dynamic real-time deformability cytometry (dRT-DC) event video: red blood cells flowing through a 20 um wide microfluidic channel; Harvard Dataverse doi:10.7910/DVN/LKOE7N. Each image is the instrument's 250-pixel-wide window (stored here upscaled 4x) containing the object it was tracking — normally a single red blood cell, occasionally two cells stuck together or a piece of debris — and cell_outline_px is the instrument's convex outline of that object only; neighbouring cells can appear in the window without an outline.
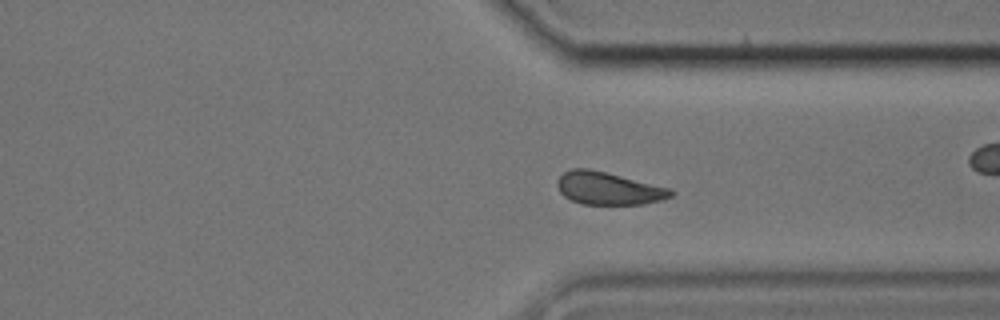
{"species": "common noctule bat (a hibernating species)", "species_latin": "Nyctalus noctula", "temperature_condition": "cold", "stored_images_in_passage": 49, "camera_frame_rate_fps": 3000, "um_per_image_px": 0.085, "animal": {"sex": "male", "body_mass_g": 17.9, "forearm_length_mm": 54.2}, "frame": {"image": 1, "passage_image": 35, "time_ms": 11.333, "image_size_px": [1000, 320], "cell_outline_px": [[676, 192], [672, 196], [660, 200], [644, 204], [584, 204], [572, 200], [564, 196], [560, 192], [556, 184], [556, 180], [564, 172], [572, 168], [588, 168], [672, 188]], "centroid_in_image_um": [51.73, 16.01], "position_along_channel_um": 359.7, "area_um2": 21.62}}